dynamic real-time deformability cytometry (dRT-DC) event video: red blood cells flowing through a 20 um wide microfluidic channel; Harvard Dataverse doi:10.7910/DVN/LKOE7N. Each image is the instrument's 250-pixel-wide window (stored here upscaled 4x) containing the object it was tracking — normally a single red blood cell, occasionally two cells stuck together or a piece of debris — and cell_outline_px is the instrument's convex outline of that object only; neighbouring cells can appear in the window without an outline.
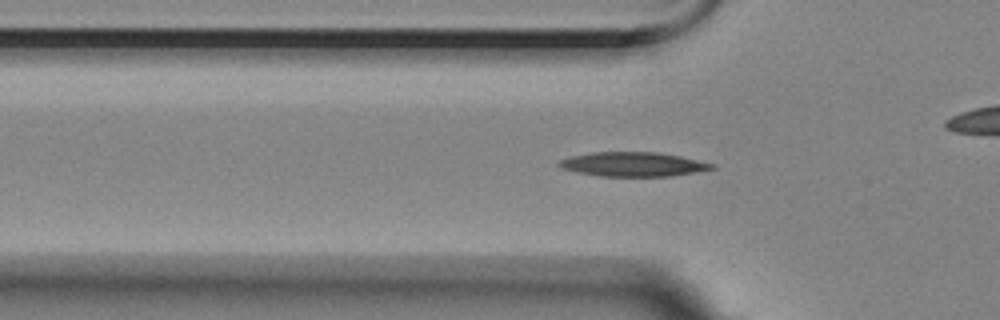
{"species": "Egyptian fruit bat (a non-hibernating species)", "species_latin": "Rousettus aegyptiacus", "temperature_condition": "room temperature", "stored_images_in_passage": 42, "camera_frame_rate_fps": 3000, "um_per_image_px": 0.085, "animal": {"sex": "female"}, "frame": {"image": 1, "passage_image": 2, "time_ms": 0.333, "image_size_px": [1000, 320], "cell_outline_px": [[716, 168], [668, 176], [600, 176], [576, 172], [564, 168], [556, 164], [560, 160], [572, 156], [592, 152], [656, 152], [680, 156], [716, 164]], "centroid_in_image_um": [53.81, 13.96], "position_along_channel_um": 72.0, "area_um2": 21.39}}
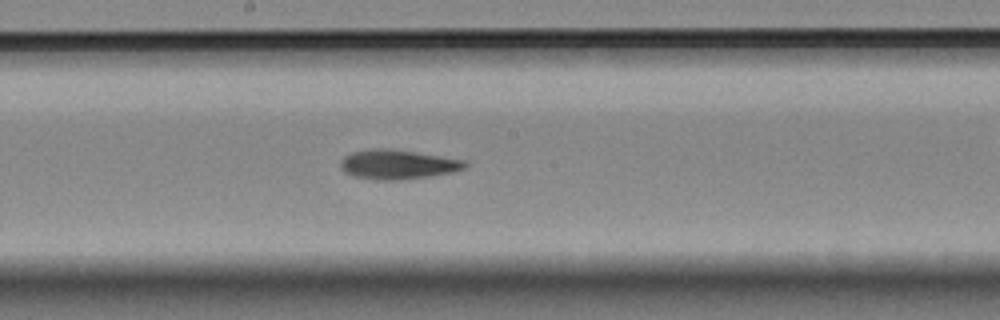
{"frame": {"image": 2, "passage_image": 14, "time_ms": 4.333, "image_size_px": [1000, 320], "cell_outline_px": [[468, 164], [464, 168], [456, 172], [428, 176], [396, 180], [376, 180], [352, 176], [344, 172], [340, 168], [340, 160], [344, 156], [352, 152], [372, 148], [384, 148], [412, 152], [464, 160]], "centroid_in_image_um": [33.75, 13.99], "position_along_channel_um": 214.5, "area_um2": 21.21}}
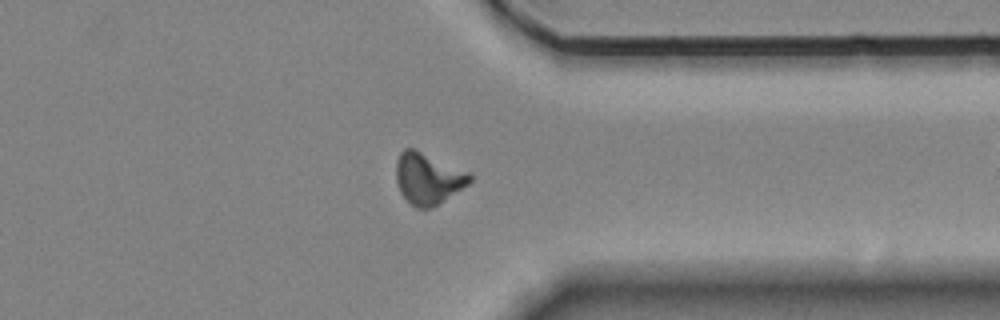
{"frame": {"image": 3, "passage_image": 28, "time_ms": 9.0, "image_size_px": [1000, 320], "cell_outline_px": [[472, 180], [468, 184], [436, 204], [428, 208], [416, 208], [400, 192], [396, 180], [396, 160], [400, 152], [404, 148], [412, 148], [468, 172], [472, 176]], "centroid_in_image_um": [36.34, 15.15], "position_along_channel_um": 375.1, "area_um2": 21.39}, "authors_computed_cell_mechanics": {"area_um2": 20.5479, "velocity_mm_per_s": 3.5299, "shape_relaxation_time_tau1_ms": 8.1732, "shape_relaxation_time_tau2_ms": 4.8985, "deformation_change_tau1": 0.2181, "deformation_change_tau2": 0.1353}}